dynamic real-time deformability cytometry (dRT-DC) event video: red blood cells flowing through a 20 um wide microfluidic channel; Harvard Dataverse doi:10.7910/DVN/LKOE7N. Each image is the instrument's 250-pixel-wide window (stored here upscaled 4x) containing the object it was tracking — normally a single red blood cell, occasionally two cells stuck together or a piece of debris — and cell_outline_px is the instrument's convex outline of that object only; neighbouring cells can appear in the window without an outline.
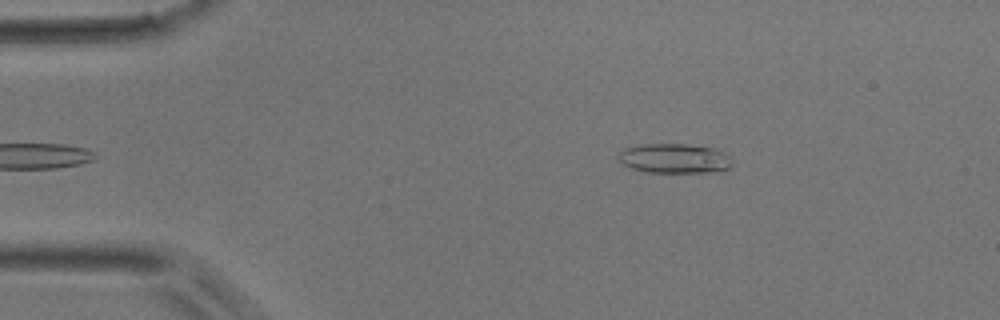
{"species": "common noctule bat (a hibernating species)", "species_latin": "Nyctalus noctula", "temperature_condition": "room temperature", "stored_images_in_passage": 43, "camera_frame_rate_fps": 3000, "um_per_image_px": 0.085, "animal": {"sex": "male", "body_mass_g": 17.9}, "frame": {"image": 1, "passage_image": 3, "time_ms": 0.667, "image_size_px": [1000, 320], "cell_outline_px": [[732, 164], [728, 168], [704, 172], [648, 172], [632, 168], [624, 164], [616, 156], [624, 148], [640, 144], [684, 144], [712, 148], [728, 156]], "centroid_in_image_um": [57.25, 13.46], "position_along_channel_um": 27.8, "area_um2": 19.19}}
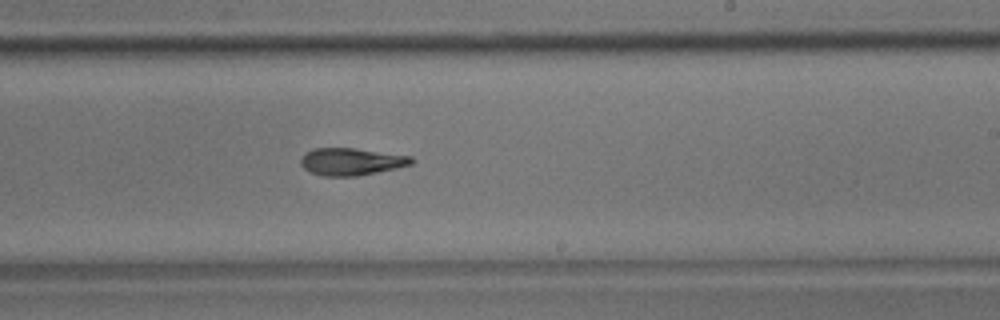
{"frame": {"image": 2, "passage_image": 24, "time_ms": 7.667, "image_size_px": [1000, 320], "cell_outline_px": [[416, 160], [412, 164], [396, 168], [356, 176], [320, 176], [304, 168], [300, 164], [300, 160], [304, 152], [312, 148], [356, 148], [412, 156]], "centroid_in_image_um": [29.85, 13.72], "position_along_channel_um": 259.1, "area_um2": 17.74}}
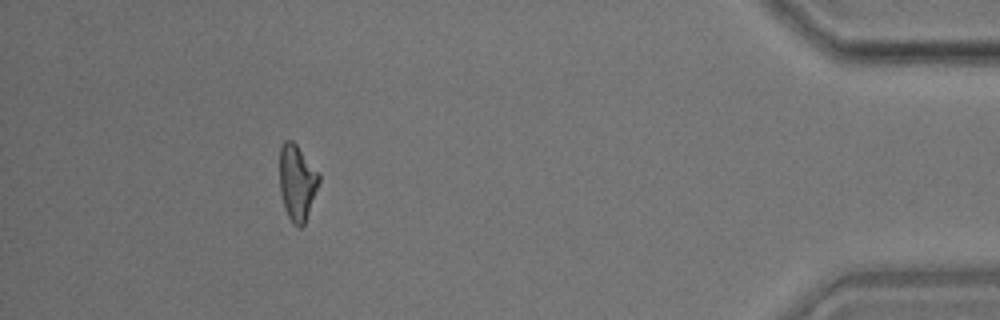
{"frame": {"image": 3, "passage_image": 39, "time_ms": 12.667, "image_size_px": [1000, 320], "cell_outline_px": [[320, 180], [304, 224], [300, 228], [292, 224], [284, 208], [280, 192], [280, 148], [284, 140], [292, 140], [296, 144], [320, 172]], "centroid_in_image_um": [25.25, 15.49], "position_along_channel_um": 409.9, "area_um2": 17.46}}